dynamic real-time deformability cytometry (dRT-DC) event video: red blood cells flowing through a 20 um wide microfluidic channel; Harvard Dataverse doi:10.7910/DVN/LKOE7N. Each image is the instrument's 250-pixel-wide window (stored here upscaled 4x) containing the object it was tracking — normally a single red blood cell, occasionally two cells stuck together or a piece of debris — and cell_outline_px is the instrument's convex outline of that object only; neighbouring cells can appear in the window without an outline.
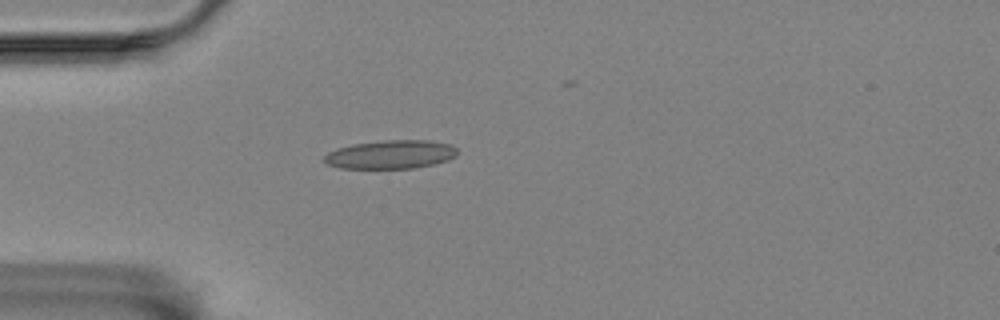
{"species": "Egyptian fruit bat (a non-hibernating species)", "species_latin": "Rousettus aegyptiacus", "temperature_condition": "room temperature", "stored_images_in_passage": 30, "camera_frame_rate_fps": 3000, "um_per_image_px": 0.085, "animal": {"sex": "female"}, "frame": {"image": 1, "passage_image": 1, "time_ms": 0.0, "image_size_px": [1000, 320], "cell_outline_px": [[456, 156], [448, 160], [416, 168], [340, 168], [328, 164], [324, 160], [324, 156], [328, 152], [336, 148], [352, 144], [384, 140], [428, 140], [452, 144], [456, 148]], "centroid_in_image_um": [33.21, 13.12], "position_along_channel_um": 51.8, "area_um2": 22.2}}
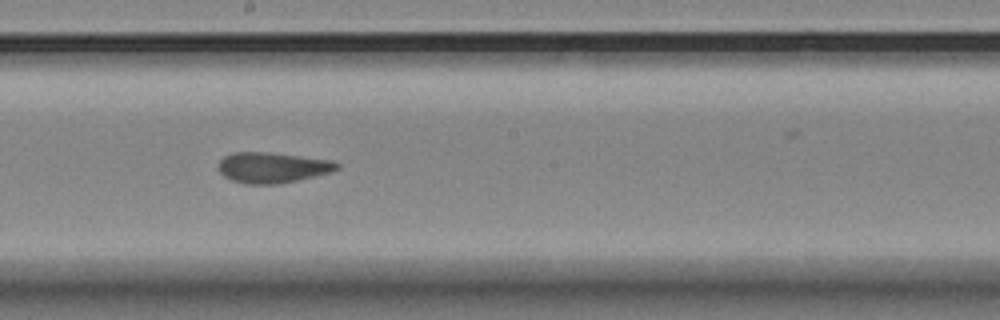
{"frame": {"image": 2, "passage_image": 17, "time_ms": 5.333, "image_size_px": [1000, 320], "cell_outline_px": [[340, 168], [332, 172], [280, 184], [244, 184], [232, 180], [224, 176], [220, 172], [220, 160], [224, 156], [232, 152], [268, 152], [332, 160], [340, 164]], "centroid_in_image_um": [23.18, 14.24], "position_along_channel_um": 225.0, "area_um2": 21.15}}
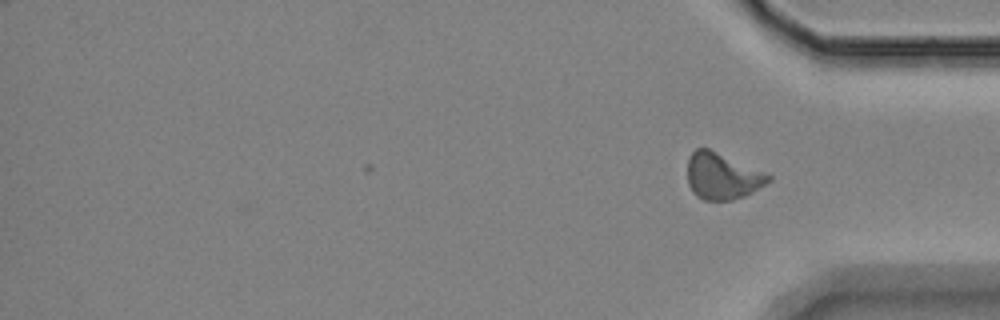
{"frame": {"image": 3, "passage_image": 30, "time_ms": 9.667, "image_size_px": [1000, 320], "cell_outline_px": [[772, 180], [752, 192], [744, 196], [732, 200], [704, 200], [696, 196], [692, 192], [688, 184], [688, 156], [696, 148], [708, 148], [772, 176]], "centroid_in_image_um": [61.36, 14.99], "position_along_channel_um": 373.8, "area_um2": 21.68}, "authors_computed_cell_mechanics": {"area_um2": 21.1548, "velocity_mm_per_s": 3.4709, "shape_relaxation_time_tau1_ms": null, "shape_relaxation_time_tau2_ms": 1.4341, "deformation_change_tau1": null, "deformation_change_tau2": 0.0856}}